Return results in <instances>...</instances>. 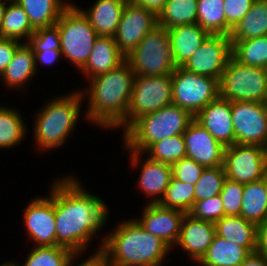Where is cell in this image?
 I'll return each instance as SVG.
<instances>
[{
    "mask_svg": "<svg viewBox=\"0 0 267 266\" xmlns=\"http://www.w3.org/2000/svg\"><path fill=\"white\" fill-rule=\"evenodd\" d=\"M171 169L175 179L195 185L205 168L193 159L185 157L172 164Z\"/></svg>",
    "mask_w": 267,
    "mask_h": 266,
    "instance_id": "b9f144b4",
    "label": "cell"
},
{
    "mask_svg": "<svg viewBox=\"0 0 267 266\" xmlns=\"http://www.w3.org/2000/svg\"><path fill=\"white\" fill-rule=\"evenodd\" d=\"M197 23V0H167L157 15V24L172 28Z\"/></svg>",
    "mask_w": 267,
    "mask_h": 266,
    "instance_id": "1f68e13d",
    "label": "cell"
},
{
    "mask_svg": "<svg viewBox=\"0 0 267 266\" xmlns=\"http://www.w3.org/2000/svg\"><path fill=\"white\" fill-rule=\"evenodd\" d=\"M244 184L225 179L220 193L224 206V216H240Z\"/></svg>",
    "mask_w": 267,
    "mask_h": 266,
    "instance_id": "f35d334b",
    "label": "cell"
},
{
    "mask_svg": "<svg viewBox=\"0 0 267 266\" xmlns=\"http://www.w3.org/2000/svg\"><path fill=\"white\" fill-rule=\"evenodd\" d=\"M28 15L34 30L55 25L71 0H14Z\"/></svg>",
    "mask_w": 267,
    "mask_h": 266,
    "instance_id": "d4e9b609",
    "label": "cell"
},
{
    "mask_svg": "<svg viewBox=\"0 0 267 266\" xmlns=\"http://www.w3.org/2000/svg\"><path fill=\"white\" fill-rule=\"evenodd\" d=\"M142 207L141 218H138V216L134 218L146 231L160 238L171 249H174L186 213L178 209L165 208L159 204H144Z\"/></svg>",
    "mask_w": 267,
    "mask_h": 266,
    "instance_id": "e0dca14e",
    "label": "cell"
},
{
    "mask_svg": "<svg viewBox=\"0 0 267 266\" xmlns=\"http://www.w3.org/2000/svg\"><path fill=\"white\" fill-rule=\"evenodd\" d=\"M223 168L226 178L241 184L263 179L267 171V148L237 143L226 147Z\"/></svg>",
    "mask_w": 267,
    "mask_h": 266,
    "instance_id": "8fae6325",
    "label": "cell"
},
{
    "mask_svg": "<svg viewBox=\"0 0 267 266\" xmlns=\"http://www.w3.org/2000/svg\"><path fill=\"white\" fill-rule=\"evenodd\" d=\"M6 6H7V0H0V27L2 25V21L4 18Z\"/></svg>",
    "mask_w": 267,
    "mask_h": 266,
    "instance_id": "f907efd6",
    "label": "cell"
},
{
    "mask_svg": "<svg viewBox=\"0 0 267 266\" xmlns=\"http://www.w3.org/2000/svg\"><path fill=\"white\" fill-rule=\"evenodd\" d=\"M172 104V75L134 76L127 128L140 116Z\"/></svg>",
    "mask_w": 267,
    "mask_h": 266,
    "instance_id": "30bf717a",
    "label": "cell"
},
{
    "mask_svg": "<svg viewBox=\"0 0 267 266\" xmlns=\"http://www.w3.org/2000/svg\"><path fill=\"white\" fill-rule=\"evenodd\" d=\"M156 25L153 11L127 1L114 35L118 49L127 56Z\"/></svg>",
    "mask_w": 267,
    "mask_h": 266,
    "instance_id": "2e32d148",
    "label": "cell"
},
{
    "mask_svg": "<svg viewBox=\"0 0 267 266\" xmlns=\"http://www.w3.org/2000/svg\"><path fill=\"white\" fill-rule=\"evenodd\" d=\"M265 181H266V186H267V171H266V174H265Z\"/></svg>",
    "mask_w": 267,
    "mask_h": 266,
    "instance_id": "f5cc1de1",
    "label": "cell"
},
{
    "mask_svg": "<svg viewBox=\"0 0 267 266\" xmlns=\"http://www.w3.org/2000/svg\"><path fill=\"white\" fill-rule=\"evenodd\" d=\"M34 53V60H35V67L37 73L39 72V65H44V67L57 64L62 56L61 50H54V49H44L42 52H33Z\"/></svg>",
    "mask_w": 267,
    "mask_h": 266,
    "instance_id": "bcb514c9",
    "label": "cell"
},
{
    "mask_svg": "<svg viewBox=\"0 0 267 266\" xmlns=\"http://www.w3.org/2000/svg\"><path fill=\"white\" fill-rule=\"evenodd\" d=\"M231 42L267 36V0H255L248 13L230 33Z\"/></svg>",
    "mask_w": 267,
    "mask_h": 266,
    "instance_id": "83f0119b",
    "label": "cell"
},
{
    "mask_svg": "<svg viewBox=\"0 0 267 266\" xmlns=\"http://www.w3.org/2000/svg\"><path fill=\"white\" fill-rule=\"evenodd\" d=\"M194 119L188 111L170 104L136 119L124 132L123 144L132 151L143 153L152 143L183 134Z\"/></svg>",
    "mask_w": 267,
    "mask_h": 266,
    "instance_id": "5b68a950",
    "label": "cell"
},
{
    "mask_svg": "<svg viewBox=\"0 0 267 266\" xmlns=\"http://www.w3.org/2000/svg\"><path fill=\"white\" fill-rule=\"evenodd\" d=\"M128 0H95L88 7L76 5L89 19V23L97 32L98 36L114 37L124 6Z\"/></svg>",
    "mask_w": 267,
    "mask_h": 266,
    "instance_id": "cb8c5ba5",
    "label": "cell"
},
{
    "mask_svg": "<svg viewBox=\"0 0 267 266\" xmlns=\"http://www.w3.org/2000/svg\"><path fill=\"white\" fill-rule=\"evenodd\" d=\"M197 24L209 34L227 35L224 0H197Z\"/></svg>",
    "mask_w": 267,
    "mask_h": 266,
    "instance_id": "d6a6232c",
    "label": "cell"
},
{
    "mask_svg": "<svg viewBox=\"0 0 267 266\" xmlns=\"http://www.w3.org/2000/svg\"><path fill=\"white\" fill-rule=\"evenodd\" d=\"M167 32L177 66H182L210 35L197 23L168 28Z\"/></svg>",
    "mask_w": 267,
    "mask_h": 266,
    "instance_id": "603a6c76",
    "label": "cell"
},
{
    "mask_svg": "<svg viewBox=\"0 0 267 266\" xmlns=\"http://www.w3.org/2000/svg\"><path fill=\"white\" fill-rule=\"evenodd\" d=\"M215 235L214 223L196 219L186 213L181 223L179 239L174 248L179 247L180 250L187 253L186 255L189 257L186 258L196 265L206 254Z\"/></svg>",
    "mask_w": 267,
    "mask_h": 266,
    "instance_id": "d6986e66",
    "label": "cell"
},
{
    "mask_svg": "<svg viewBox=\"0 0 267 266\" xmlns=\"http://www.w3.org/2000/svg\"><path fill=\"white\" fill-rule=\"evenodd\" d=\"M94 250H95L94 252L89 254L90 256L85 257V259L81 261H78V258L81 259V256L83 254H86V251L85 252H78V251L72 252L65 266H109L103 249L99 248V249H94Z\"/></svg>",
    "mask_w": 267,
    "mask_h": 266,
    "instance_id": "ee69618b",
    "label": "cell"
},
{
    "mask_svg": "<svg viewBox=\"0 0 267 266\" xmlns=\"http://www.w3.org/2000/svg\"><path fill=\"white\" fill-rule=\"evenodd\" d=\"M220 96L230 102L267 103V69L244 65L233 56L219 81Z\"/></svg>",
    "mask_w": 267,
    "mask_h": 266,
    "instance_id": "ba28073f",
    "label": "cell"
},
{
    "mask_svg": "<svg viewBox=\"0 0 267 266\" xmlns=\"http://www.w3.org/2000/svg\"><path fill=\"white\" fill-rule=\"evenodd\" d=\"M19 264H20V262L18 263L15 260L14 261L13 260L12 261L10 260L8 262L6 260V262H3V263L1 262L0 263V266H22L21 264L20 265Z\"/></svg>",
    "mask_w": 267,
    "mask_h": 266,
    "instance_id": "816d5d0a",
    "label": "cell"
},
{
    "mask_svg": "<svg viewBox=\"0 0 267 266\" xmlns=\"http://www.w3.org/2000/svg\"><path fill=\"white\" fill-rule=\"evenodd\" d=\"M19 112L17 108L0 104V151L14 149L26 138V119Z\"/></svg>",
    "mask_w": 267,
    "mask_h": 266,
    "instance_id": "f546056e",
    "label": "cell"
},
{
    "mask_svg": "<svg viewBox=\"0 0 267 266\" xmlns=\"http://www.w3.org/2000/svg\"><path fill=\"white\" fill-rule=\"evenodd\" d=\"M217 236L256 252L257 225L241 216H223L214 223Z\"/></svg>",
    "mask_w": 267,
    "mask_h": 266,
    "instance_id": "484cf974",
    "label": "cell"
},
{
    "mask_svg": "<svg viewBox=\"0 0 267 266\" xmlns=\"http://www.w3.org/2000/svg\"><path fill=\"white\" fill-rule=\"evenodd\" d=\"M56 25L60 32L61 52L80 71L87 62L98 35L89 19L71 3L62 13Z\"/></svg>",
    "mask_w": 267,
    "mask_h": 266,
    "instance_id": "52a82bcc",
    "label": "cell"
},
{
    "mask_svg": "<svg viewBox=\"0 0 267 266\" xmlns=\"http://www.w3.org/2000/svg\"><path fill=\"white\" fill-rule=\"evenodd\" d=\"M135 75L163 76L178 67L174 61L167 28L156 25L125 57Z\"/></svg>",
    "mask_w": 267,
    "mask_h": 266,
    "instance_id": "8992f818",
    "label": "cell"
},
{
    "mask_svg": "<svg viewBox=\"0 0 267 266\" xmlns=\"http://www.w3.org/2000/svg\"><path fill=\"white\" fill-rule=\"evenodd\" d=\"M65 175L55 178L57 246L85 252L108 224L109 206L99 194L90 193L78 176Z\"/></svg>",
    "mask_w": 267,
    "mask_h": 266,
    "instance_id": "6da1fadb",
    "label": "cell"
},
{
    "mask_svg": "<svg viewBox=\"0 0 267 266\" xmlns=\"http://www.w3.org/2000/svg\"><path fill=\"white\" fill-rule=\"evenodd\" d=\"M113 229L105 232L95 247L103 249L109 266H163L171 261L172 249L134 217L118 222Z\"/></svg>",
    "mask_w": 267,
    "mask_h": 266,
    "instance_id": "3957f363",
    "label": "cell"
},
{
    "mask_svg": "<svg viewBox=\"0 0 267 266\" xmlns=\"http://www.w3.org/2000/svg\"><path fill=\"white\" fill-rule=\"evenodd\" d=\"M255 0H224V12L227 21V35L242 20L253 6Z\"/></svg>",
    "mask_w": 267,
    "mask_h": 266,
    "instance_id": "7bdbcfd3",
    "label": "cell"
},
{
    "mask_svg": "<svg viewBox=\"0 0 267 266\" xmlns=\"http://www.w3.org/2000/svg\"><path fill=\"white\" fill-rule=\"evenodd\" d=\"M240 216L256 225L267 219V186L264 178L244 184Z\"/></svg>",
    "mask_w": 267,
    "mask_h": 266,
    "instance_id": "f1b7e54d",
    "label": "cell"
},
{
    "mask_svg": "<svg viewBox=\"0 0 267 266\" xmlns=\"http://www.w3.org/2000/svg\"><path fill=\"white\" fill-rule=\"evenodd\" d=\"M129 2L143 6L148 10L153 11L156 15L163 9L167 0H128Z\"/></svg>",
    "mask_w": 267,
    "mask_h": 266,
    "instance_id": "c3c4849f",
    "label": "cell"
},
{
    "mask_svg": "<svg viewBox=\"0 0 267 266\" xmlns=\"http://www.w3.org/2000/svg\"><path fill=\"white\" fill-rule=\"evenodd\" d=\"M172 75V104L195 116L220 96L219 80L201 76L178 66Z\"/></svg>",
    "mask_w": 267,
    "mask_h": 266,
    "instance_id": "9c48e42d",
    "label": "cell"
},
{
    "mask_svg": "<svg viewBox=\"0 0 267 266\" xmlns=\"http://www.w3.org/2000/svg\"><path fill=\"white\" fill-rule=\"evenodd\" d=\"M83 99L78 87L66 94L48 98L42 109L34 114L32 140L36 150L47 153L65 145L69 136L73 135L79 117L85 115L82 111Z\"/></svg>",
    "mask_w": 267,
    "mask_h": 266,
    "instance_id": "277c9868",
    "label": "cell"
},
{
    "mask_svg": "<svg viewBox=\"0 0 267 266\" xmlns=\"http://www.w3.org/2000/svg\"><path fill=\"white\" fill-rule=\"evenodd\" d=\"M232 56L240 63L267 69V36L231 42Z\"/></svg>",
    "mask_w": 267,
    "mask_h": 266,
    "instance_id": "836d02e7",
    "label": "cell"
},
{
    "mask_svg": "<svg viewBox=\"0 0 267 266\" xmlns=\"http://www.w3.org/2000/svg\"><path fill=\"white\" fill-rule=\"evenodd\" d=\"M186 157L204 168L223 166L225 148L202 125L193 119L183 133Z\"/></svg>",
    "mask_w": 267,
    "mask_h": 266,
    "instance_id": "ac0fdd59",
    "label": "cell"
},
{
    "mask_svg": "<svg viewBox=\"0 0 267 266\" xmlns=\"http://www.w3.org/2000/svg\"><path fill=\"white\" fill-rule=\"evenodd\" d=\"M143 154L151 160L172 165L186 157V145L183 134L156 141Z\"/></svg>",
    "mask_w": 267,
    "mask_h": 266,
    "instance_id": "e575fe53",
    "label": "cell"
},
{
    "mask_svg": "<svg viewBox=\"0 0 267 266\" xmlns=\"http://www.w3.org/2000/svg\"><path fill=\"white\" fill-rule=\"evenodd\" d=\"M27 43L31 46L33 52H42L44 49L60 50L61 43L58 26L55 24L35 30Z\"/></svg>",
    "mask_w": 267,
    "mask_h": 266,
    "instance_id": "60d3db41",
    "label": "cell"
},
{
    "mask_svg": "<svg viewBox=\"0 0 267 266\" xmlns=\"http://www.w3.org/2000/svg\"><path fill=\"white\" fill-rule=\"evenodd\" d=\"M231 56L230 36L210 34L181 67L195 74L220 81Z\"/></svg>",
    "mask_w": 267,
    "mask_h": 266,
    "instance_id": "5bb4252c",
    "label": "cell"
},
{
    "mask_svg": "<svg viewBox=\"0 0 267 266\" xmlns=\"http://www.w3.org/2000/svg\"><path fill=\"white\" fill-rule=\"evenodd\" d=\"M225 179L223 166L205 168L195 184V202L220 195Z\"/></svg>",
    "mask_w": 267,
    "mask_h": 266,
    "instance_id": "74e56055",
    "label": "cell"
},
{
    "mask_svg": "<svg viewBox=\"0 0 267 266\" xmlns=\"http://www.w3.org/2000/svg\"><path fill=\"white\" fill-rule=\"evenodd\" d=\"M235 143L267 148V103L231 102Z\"/></svg>",
    "mask_w": 267,
    "mask_h": 266,
    "instance_id": "4fadbf2b",
    "label": "cell"
},
{
    "mask_svg": "<svg viewBox=\"0 0 267 266\" xmlns=\"http://www.w3.org/2000/svg\"><path fill=\"white\" fill-rule=\"evenodd\" d=\"M21 43L15 39L0 38V76L12 61L15 51Z\"/></svg>",
    "mask_w": 267,
    "mask_h": 266,
    "instance_id": "f6af8a7d",
    "label": "cell"
},
{
    "mask_svg": "<svg viewBox=\"0 0 267 266\" xmlns=\"http://www.w3.org/2000/svg\"><path fill=\"white\" fill-rule=\"evenodd\" d=\"M37 75L34 53L27 42H22L16 49L12 61L8 64L5 71L0 76V81L9 91L22 90L25 92L27 85ZM3 80V81H2ZM26 88V89H25Z\"/></svg>",
    "mask_w": 267,
    "mask_h": 266,
    "instance_id": "7402d4cb",
    "label": "cell"
},
{
    "mask_svg": "<svg viewBox=\"0 0 267 266\" xmlns=\"http://www.w3.org/2000/svg\"><path fill=\"white\" fill-rule=\"evenodd\" d=\"M122 148L130 156V166L136 170L139 167L141 169L137 180V188L143 192L146 198L150 199L146 201V204H158L170 183L172 177L171 165L151 160L141 152L129 150L125 145Z\"/></svg>",
    "mask_w": 267,
    "mask_h": 266,
    "instance_id": "9a60e30c",
    "label": "cell"
},
{
    "mask_svg": "<svg viewBox=\"0 0 267 266\" xmlns=\"http://www.w3.org/2000/svg\"><path fill=\"white\" fill-rule=\"evenodd\" d=\"M126 56L118 49L114 37L98 36L87 62L79 71L86 81L90 78L116 69L126 61Z\"/></svg>",
    "mask_w": 267,
    "mask_h": 266,
    "instance_id": "44dd1931",
    "label": "cell"
},
{
    "mask_svg": "<svg viewBox=\"0 0 267 266\" xmlns=\"http://www.w3.org/2000/svg\"><path fill=\"white\" fill-rule=\"evenodd\" d=\"M194 119L224 147L235 144L231 102L219 96L200 110Z\"/></svg>",
    "mask_w": 267,
    "mask_h": 266,
    "instance_id": "ffe728a7",
    "label": "cell"
},
{
    "mask_svg": "<svg viewBox=\"0 0 267 266\" xmlns=\"http://www.w3.org/2000/svg\"><path fill=\"white\" fill-rule=\"evenodd\" d=\"M134 72L125 61L116 69L96 75L79 88L87 101L85 118L102 130L127 129V112L133 88ZM86 98V99H85Z\"/></svg>",
    "mask_w": 267,
    "mask_h": 266,
    "instance_id": "7a4b0ae2",
    "label": "cell"
},
{
    "mask_svg": "<svg viewBox=\"0 0 267 266\" xmlns=\"http://www.w3.org/2000/svg\"><path fill=\"white\" fill-rule=\"evenodd\" d=\"M194 202L195 185L183 183L172 176L165 194L158 204L165 208L178 209L188 213Z\"/></svg>",
    "mask_w": 267,
    "mask_h": 266,
    "instance_id": "d590c367",
    "label": "cell"
},
{
    "mask_svg": "<svg viewBox=\"0 0 267 266\" xmlns=\"http://www.w3.org/2000/svg\"><path fill=\"white\" fill-rule=\"evenodd\" d=\"M256 252L267 256V219L257 225Z\"/></svg>",
    "mask_w": 267,
    "mask_h": 266,
    "instance_id": "7dc6e473",
    "label": "cell"
},
{
    "mask_svg": "<svg viewBox=\"0 0 267 266\" xmlns=\"http://www.w3.org/2000/svg\"><path fill=\"white\" fill-rule=\"evenodd\" d=\"M72 250L63 246H33L22 266H65Z\"/></svg>",
    "mask_w": 267,
    "mask_h": 266,
    "instance_id": "8d00e7d4",
    "label": "cell"
},
{
    "mask_svg": "<svg viewBox=\"0 0 267 266\" xmlns=\"http://www.w3.org/2000/svg\"><path fill=\"white\" fill-rule=\"evenodd\" d=\"M188 214L203 221L217 222L224 216V206L220 195L194 202Z\"/></svg>",
    "mask_w": 267,
    "mask_h": 266,
    "instance_id": "ab89813d",
    "label": "cell"
},
{
    "mask_svg": "<svg viewBox=\"0 0 267 266\" xmlns=\"http://www.w3.org/2000/svg\"><path fill=\"white\" fill-rule=\"evenodd\" d=\"M239 266H267V256L258 252L250 253Z\"/></svg>",
    "mask_w": 267,
    "mask_h": 266,
    "instance_id": "681fc988",
    "label": "cell"
},
{
    "mask_svg": "<svg viewBox=\"0 0 267 266\" xmlns=\"http://www.w3.org/2000/svg\"><path fill=\"white\" fill-rule=\"evenodd\" d=\"M250 253L245 247L215 235L206 254L197 264L198 266H239Z\"/></svg>",
    "mask_w": 267,
    "mask_h": 266,
    "instance_id": "4316f807",
    "label": "cell"
},
{
    "mask_svg": "<svg viewBox=\"0 0 267 266\" xmlns=\"http://www.w3.org/2000/svg\"><path fill=\"white\" fill-rule=\"evenodd\" d=\"M49 194L37 196L23 210L24 227L32 246H57L55 229V179Z\"/></svg>",
    "mask_w": 267,
    "mask_h": 266,
    "instance_id": "7c38bea8",
    "label": "cell"
},
{
    "mask_svg": "<svg viewBox=\"0 0 267 266\" xmlns=\"http://www.w3.org/2000/svg\"><path fill=\"white\" fill-rule=\"evenodd\" d=\"M34 31L24 9L16 1L7 0L6 11L0 27V38L28 42Z\"/></svg>",
    "mask_w": 267,
    "mask_h": 266,
    "instance_id": "4dcf8cb0",
    "label": "cell"
}]
</instances>
